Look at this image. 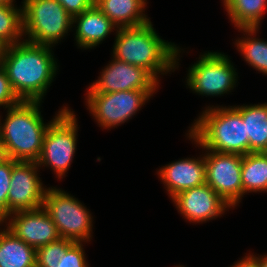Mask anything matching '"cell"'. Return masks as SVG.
Returning <instances> with one entry per match:
<instances>
[{
    "label": "cell",
    "instance_id": "obj_19",
    "mask_svg": "<svg viewBox=\"0 0 267 267\" xmlns=\"http://www.w3.org/2000/svg\"><path fill=\"white\" fill-rule=\"evenodd\" d=\"M0 226V267H36V249Z\"/></svg>",
    "mask_w": 267,
    "mask_h": 267
},
{
    "label": "cell",
    "instance_id": "obj_3",
    "mask_svg": "<svg viewBox=\"0 0 267 267\" xmlns=\"http://www.w3.org/2000/svg\"><path fill=\"white\" fill-rule=\"evenodd\" d=\"M41 101H21L6 109L2 124L5 157L16 161L36 162L42 151L48 126L64 110L63 106L52 120L44 123L41 113Z\"/></svg>",
    "mask_w": 267,
    "mask_h": 267
},
{
    "label": "cell",
    "instance_id": "obj_22",
    "mask_svg": "<svg viewBox=\"0 0 267 267\" xmlns=\"http://www.w3.org/2000/svg\"><path fill=\"white\" fill-rule=\"evenodd\" d=\"M243 197L248 193L267 192V152L242 155Z\"/></svg>",
    "mask_w": 267,
    "mask_h": 267
},
{
    "label": "cell",
    "instance_id": "obj_21",
    "mask_svg": "<svg viewBox=\"0 0 267 267\" xmlns=\"http://www.w3.org/2000/svg\"><path fill=\"white\" fill-rule=\"evenodd\" d=\"M244 36L235 40L236 49L249 66L267 75V40L257 37L260 28H238Z\"/></svg>",
    "mask_w": 267,
    "mask_h": 267
},
{
    "label": "cell",
    "instance_id": "obj_24",
    "mask_svg": "<svg viewBox=\"0 0 267 267\" xmlns=\"http://www.w3.org/2000/svg\"><path fill=\"white\" fill-rule=\"evenodd\" d=\"M87 242H73L59 238L58 267H89L84 246Z\"/></svg>",
    "mask_w": 267,
    "mask_h": 267
},
{
    "label": "cell",
    "instance_id": "obj_10",
    "mask_svg": "<svg viewBox=\"0 0 267 267\" xmlns=\"http://www.w3.org/2000/svg\"><path fill=\"white\" fill-rule=\"evenodd\" d=\"M202 151L205 152L206 183L231 208L237 207L243 198L242 155L213 152L206 149H202Z\"/></svg>",
    "mask_w": 267,
    "mask_h": 267
},
{
    "label": "cell",
    "instance_id": "obj_33",
    "mask_svg": "<svg viewBox=\"0 0 267 267\" xmlns=\"http://www.w3.org/2000/svg\"><path fill=\"white\" fill-rule=\"evenodd\" d=\"M16 1L15 0H0V3L3 4H14Z\"/></svg>",
    "mask_w": 267,
    "mask_h": 267
},
{
    "label": "cell",
    "instance_id": "obj_6",
    "mask_svg": "<svg viewBox=\"0 0 267 267\" xmlns=\"http://www.w3.org/2000/svg\"><path fill=\"white\" fill-rule=\"evenodd\" d=\"M43 208L55 223L60 238L88 243L92 240L93 216L78 198L51 186L46 190Z\"/></svg>",
    "mask_w": 267,
    "mask_h": 267
},
{
    "label": "cell",
    "instance_id": "obj_4",
    "mask_svg": "<svg viewBox=\"0 0 267 267\" xmlns=\"http://www.w3.org/2000/svg\"><path fill=\"white\" fill-rule=\"evenodd\" d=\"M186 135L198 148L240 155L249 153L242 114L234 106H206Z\"/></svg>",
    "mask_w": 267,
    "mask_h": 267
},
{
    "label": "cell",
    "instance_id": "obj_8",
    "mask_svg": "<svg viewBox=\"0 0 267 267\" xmlns=\"http://www.w3.org/2000/svg\"><path fill=\"white\" fill-rule=\"evenodd\" d=\"M230 59L223 52H203L188 68L186 87L206 97L231 93L237 86L238 73Z\"/></svg>",
    "mask_w": 267,
    "mask_h": 267
},
{
    "label": "cell",
    "instance_id": "obj_12",
    "mask_svg": "<svg viewBox=\"0 0 267 267\" xmlns=\"http://www.w3.org/2000/svg\"><path fill=\"white\" fill-rule=\"evenodd\" d=\"M159 83L143 68L112 57L87 93H110L128 90H158Z\"/></svg>",
    "mask_w": 267,
    "mask_h": 267
},
{
    "label": "cell",
    "instance_id": "obj_11",
    "mask_svg": "<svg viewBox=\"0 0 267 267\" xmlns=\"http://www.w3.org/2000/svg\"><path fill=\"white\" fill-rule=\"evenodd\" d=\"M34 161H17L12 167L8 191V216L11 213L43 207L45 186ZM44 185V186H43Z\"/></svg>",
    "mask_w": 267,
    "mask_h": 267
},
{
    "label": "cell",
    "instance_id": "obj_5",
    "mask_svg": "<svg viewBox=\"0 0 267 267\" xmlns=\"http://www.w3.org/2000/svg\"><path fill=\"white\" fill-rule=\"evenodd\" d=\"M24 40L54 47L72 29V16L56 0H23Z\"/></svg>",
    "mask_w": 267,
    "mask_h": 267
},
{
    "label": "cell",
    "instance_id": "obj_28",
    "mask_svg": "<svg viewBox=\"0 0 267 267\" xmlns=\"http://www.w3.org/2000/svg\"><path fill=\"white\" fill-rule=\"evenodd\" d=\"M58 1L66 10V12L74 17L75 15L81 14L87 11L93 4L95 0H56Z\"/></svg>",
    "mask_w": 267,
    "mask_h": 267
},
{
    "label": "cell",
    "instance_id": "obj_9",
    "mask_svg": "<svg viewBox=\"0 0 267 267\" xmlns=\"http://www.w3.org/2000/svg\"><path fill=\"white\" fill-rule=\"evenodd\" d=\"M157 90H128L110 93H86L85 102L95 122L112 129L128 122Z\"/></svg>",
    "mask_w": 267,
    "mask_h": 267
},
{
    "label": "cell",
    "instance_id": "obj_23",
    "mask_svg": "<svg viewBox=\"0 0 267 267\" xmlns=\"http://www.w3.org/2000/svg\"><path fill=\"white\" fill-rule=\"evenodd\" d=\"M22 6L0 3V41L6 46L24 41Z\"/></svg>",
    "mask_w": 267,
    "mask_h": 267
},
{
    "label": "cell",
    "instance_id": "obj_1",
    "mask_svg": "<svg viewBox=\"0 0 267 267\" xmlns=\"http://www.w3.org/2000/svg\"><path fill=\"white\" fill-rule=\"evenodd\" d=\"M52 49L25 40L6 46L1 65L21 101L43 102L59 70Z\"/></svg>",
    "mask_w": 267,
    "mask_h": 267
},
{
    "label": "cell",
    "instance_id": "obj_18",
    "mask_svg": "<svg viewBox=\"0 0 267 267\" xmlns=\"http://www.w3.org/2000/svg\"><path fill=\"white\" fill-rule=\"evenodd\" d=\"M242 114L250 152H267V102L234 105Z\"/></svg>",
    "mask_w": 267,
    "mask_h": 267
},
{
    "label": "cell",
    "instance_id": "obj_13",
    "mask_svg": "<svg viewBox=\"0 0 267 267\" xmlns=\"http://www.w3.org/2000/svg\"><path fill=\"white\" fill-rule=\"evenodd\" d=\"M171 200L183 218L195 224L214 220L232 209L207 183L178 193Z\"/></svg>",
    "mask_w": 267,
    "mask_h": 267
},
{
    "label": "cell",
    "instance_id": "obj_14",
    "mask_svg": "<svg viewBox=\"0 0 267 267\" xmlns=\"http://www.w3.org/2000/svg\"><path fill=\"white\" fill-rule=\"evenodd\" d=\"M2 223L35 249L60 238L55 223L43 207L11 213Z\"/></svg>",
    "mask_w": 267,
    "mask_h": 267
},
{
    "label": "cell",
    "instance_id": "obj_16",
    "mask_svg": "<svg viewBox=\"0 0 267 267\" xmlns=\"http://www.w3.org/2000/svg\"><path fill=\"white\" fill-rule=\"evenodd\" d=\"M74 27V40L81 50L97 47L111 32L118 29L95 3L87 11L72 17V28Z\"/></svg>",
    "mask_w": 267,
    "mask_h": 267
},
{
    "label": "cell",
    "instance_id": "obj_2",
    "mask_svg": "<svg viewBox=\"0 0 267 267\" xmlns=\"http://www.w3.org/2000/svg\"><path fill=\"white\" fill-rule=\"evenodd\" d=\"M112 56L120 61L145 69L159 84L160 75L179 68L184 51L177 44L162 39L151 20L138 27L118 28Z\"/></svg>",
    "mask_w": 267,
    "mask_h": 267
},
{
    "label": "cell",
    "instance_id": "obj_26",
    "mask_svg": "<svg viewBox=\"0 0 267 267\" xmlns=\"http://www.w3.org/2000/svg\"><path fill=\"white\" fill-rule=\"evenodd\" d=\"M59 239L36 249V267H58Z\"/></svg>",
    "mask_w": 267,
    "mask_h": 267
},
{
    "label": "cell",
    "instance_id": "obj_17",
    "mask_svg": "<svg viewBox=\"0 0 267 267\" xmlns=\"http://www.w3.org/2000/svg\"><path fill=\"white\" fill-rule=\"evenodd\" d=\"M95 5L118 27H138L150 21L143 0H95Z\"/></svg>",
    "mask_w": 267,
    "mask_h": 267
},
{
    "label": "cell",
    "instance_id": "obj_27",
    "mask_svg": "<svg viewBox=\"0 0 267 267\" xmlns=\"http://www.w3.org/2000/svg\"><path fill=\"white\" fill-rule=\"evenodd\" d=\"M21 100L13 91L5 69L0 64V107L7 109L19 104Z\"/></svg>",
    "mask_w": 267,
    "mask_h": 267
},
{
    "label": "cell",
    "instance_id": "obj_25",
    "mask_svg": "<svg viewBox=\"0 0 267 267\" xmlns=\"http://www.w3.org/2000/svg\"><path fill=\"white\" fill-rule=\"evenodd\" d=\"M16 162L11 158H0V223L8 217L7 197L10 189L12 167Z\"/></svg>",
    "mask_w": 267,
    "mask_h": 267
},
{
    "label": "cell",
    "instance_id": "obj_29",
    "mask_svg": "<svg viewBox=\"0 0 267 267\" xmlns=\"http://www.w3.org/2000/svg\"><path fill=\"white\" fill-rule=\"evenodd\" d=\"M230 267H259V261L255 254H250L249 252L242 259L236 261L234 265H230Z\"/></svg>",
    "mask_w": 267,
    "mask_h": 267
},
{
    "label": "cell",
    "instance_id": "obj_7",
    "mask_svg": "<svg viewBox=\"0 0 267 267\" xmlns=\"http://www.w3.org/2000/svg\"><path fill=\"white\" fill-rule=\"evenodd\" d=\"M64 109L48 126L42 151L36 161L40 169L49 167L56 178L63 179L75 156L78 137V121L74 111Z\"/></svg>",
    "mask_w": 267,
    "mask_h": 267
},
{
    "label": "cell",
    "instance_id": "obj_15",
    "mask_svg": "<svg viewBox=\"0 0 267 267\" xmlns=\"http://www.w3.org/2000/svg\"><path fill=\"white\" fill-rule=\"evenodd\" d=\"M166 193L172 199L178 193L206 183L204 154L170 162L157 170Z\"/></svg>",
    "mask_w": 267,
    "mask_h": 267
},
{
    "label": "cell",
    "instance_id": "obj_20",
    "mask_svg": "<svg viewBox=\"0 0 267 267\" xmlns=\"http://www.w3.org/2000/svg\"><path fill=\"white\" fill-rule=\"evenodd\" d=\"M234 28H260L267 0H222Z\"/></svg>",
    "mask_w": 267,
    "mask_h": 267
},
{
    "label": "cell",
    "instance_id": "obj_31",
    "mask_svg": "<svg viewBox=\"0 0 267 267\" xmlns=\"http://www.w3.org/2000/svg\"><path fill=\"white\" fill-rule=\"evenodd\" d=\"M259 261V267H267V254L263 255H255Z\"/></svg>",
    "mask_w": 267,
    "mask_h": 267
},
{
    "label": "cell",
    "instance_id": "obj_32",
    "mask_svg": "<svg viewBox=\"0 0 267 267\" xmlns=\"http://www.w3.org/2000/svg\"><path fill=\"white\" fill-rule=\"evenodd\" d=\"M5 49H6V45L0 41V64L2 63Z\"/></svg>",
    "mask_w": 267,
    "mask_h": 267
},
{
    "label": "cell",
    "instance_id": "obj_30",
    "mask_svg": "<svg viewBox=\"0 0 267 267\" xmlns=\"http://www.w3.org/2000/svg\"><path fill=\"white\" fill-rule=\"evenodd\" d=\"M5 157V148L3 143L2 124L0 121V158Z\"/></svg>",
    "mask_w": 267,
    "mask_h": 267
}]
</instances>
